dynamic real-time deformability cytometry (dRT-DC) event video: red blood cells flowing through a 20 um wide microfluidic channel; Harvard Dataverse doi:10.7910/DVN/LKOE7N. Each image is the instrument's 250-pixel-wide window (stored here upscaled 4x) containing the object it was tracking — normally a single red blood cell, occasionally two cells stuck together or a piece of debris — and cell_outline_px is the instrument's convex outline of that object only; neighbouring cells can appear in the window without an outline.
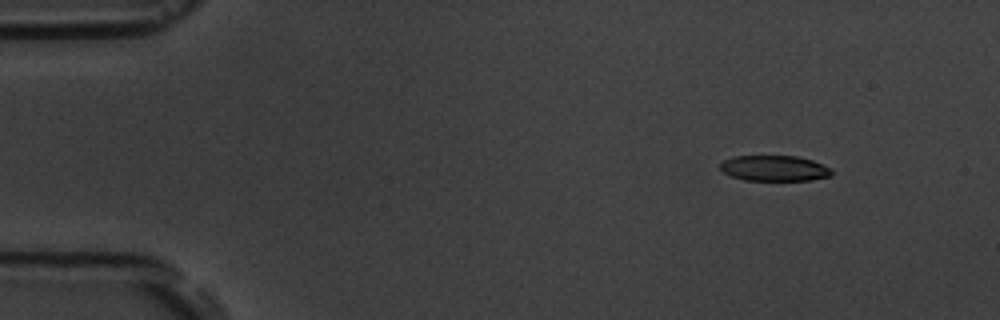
{"species": "common noctule bat (a hibernating species)", "species_latin": "Nyctalus noctula", "temperature_condition": "room temperature", "stored_images_in_passage": 3, "camera_frame_rate_fps": 3000, "um_per_image_px": 0.085, "animal": {"sex": "male", "body_mass_g": 19.5, "forearm_length_mm": 54.6}, "frame": {"image": 1, "passage_image": 1, "time_ms": 0.0, "image_size_px": [1000, 320], "cell_outline_px": [[832, 176], [812, 180], [744, 180], [732, 176], [724, 172], [720, 168], [720, 164], [724, 160], [732, 156], [796, 156], [812, 160], [824, 164], [832, 168]], "centroid_in_image_um": [65.86, 14.3], "position_along_channel_um": 19.1, "area_um2": 16.7}}